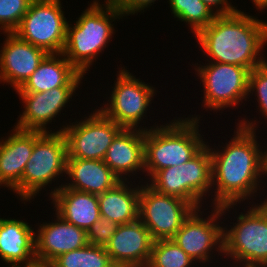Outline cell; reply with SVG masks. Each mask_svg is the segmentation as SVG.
I'll return each instance as SVG.
<instances>
[{"label": "cell", "mask_w": 267, "mask_h": 267, "mask_svg": "<svg viewBox=\"0 0 267 267\" xmlns=\"http://www.w3.org/2000/svg\"><path fill=\"white\" fill-rule=\"evenodd\" d=\"M60 0H33L13 32L47 53H62L68 22Z\"/></svg>", "instance_id": "8"}, {"label": "cell", "mask_w": 267, "mask_h": 267, "mask_svg": "<svg viewBox=\"0 0 267 267\" xmlns=\"http://www.w3.org/2000/svg\"><path fill=\"white\" fill-rule=\"evenodd\" d=\"M195 39L203 54L210 57L208 62L239 65L251 71L267 61L262 53L267 45V22L238 9L217 15Z\"/></svg>", "instance_id": "2"}, {"label": "cell", "mask_w": 267, "mask_h": 267, "mask_svg": "<svg viewBox=\"0 0 267 267\" xmlns=\"http://www.w3.org/2000/svg\"><path fill=\"white\" fill-rule=\"evenodd\" d=\"M265 148L266 149H263L264 150V167H265V172H266V175H267V147H265Z\"/></svg>", "instance_id": "37"}, {"label": "cell", "mask_w": 267, "mask_h": 267, "mask_svg": "<svg viewBox=\"0 0 267 267\" xmlns=\"http://www.w3.org/2000/svg\"><path fill=\"white\" fill-rule=\"evenodd\" d=\"M27 221L0 217V257L7 267L35 259V231Z\"/></svg>", "instance_id": "21"}, {"label": "cell", "mask_w": 267, "mask_h": 267, "mask_svg": "<svg viewBox=\"0 0 267 267\" xmlns=\"http://www.w3.org/2000/svg\"><path fill=\"white\" fill-rule=\"evenodd\" d=\"M140 191L141 184L134 187L128 180H124L112 189L97 195L101 217H106L119 225L136 221L139 219Z\"/></svg>", "instance_id": "23"}, {"label": "cell", "mask_w": 267, "mask_h": 267, "mask_svg": "<svg viewBox=\"0 0 267 267\" xmlns=\"http://www.w3.org/2000/svg\"><path fill=\"white\" fill-rule=\"evenodd\" d=\"M79 86H62L44 92H16L24 103L14 128L25 131L52 132L47 128L66 108ZM60 113V114H59ZM47 128V129H46Z\"/></svg>", "instance_id": "13"}, {"label": "cell", "mask_w": 267, "mask_h": 267, "mask_svg": "<svg viewBox=\"0 0 267 267\" xmlns=\"http://www.w3.org/2000/svg\"><path fill=\"white\" fill-rule=\"evenodd\" d=\"M167 2H169L173 17L177 18V21L186 22L194 35L211 24L217 16L201 0H169Z\"/></svg>", "instance_id": "25"}, {"label": "cell", "mask_w": 267, "mask_h": 267, "mask_svg": "<svg viewBox=\"0 0 267 267\" xmlns=\"http://www.w3.org/2000/svg\"><path fill=\"white\" fill-rule=\"evenodd\" d=\"M12 130L0 139V180L21 200V178L34 148V131Z\"/></svg>", "instance_id": "18"}, {"label": "cell", "mask_w": 267, "mask_h": 267, "mask_svg": "<svg viewBox=\"0 0 267 267\" xmlns=\"http://www.w3.org/2000/svg\"><path fill=\"white\" fill-rule=\"evenodd\" d=\"M105 3L102 4V6H109V7H117L122 0H106Z\"/></svg>", "instance_id": "36"}, {"label": "cell", "mask_w": 267, "mask_h": 267, "mask_svg": "<svg viewBox=\"0 0 267 267\" xmlns=\"http://www.w3.org/2000/svg\"><path fill=\"white\" fill-rule=\"evenodd\" d=\"M256 122L243 118L236 125L234 137L222 150L210 148L212 189L215 190L211 200L215 207L243 203L261 190L260 179L266 172L264 151L257 141Z\"/></svg>", "instance_id": "1"}, {"label": "cell", "mask_w": 267, "mask_h": 267, "mask_svg": "<svg viewBox=\"0 0 267 267\" xmlns=\"http://www.w3.org/2000/svg\"><path fill=\"white\" fill-rule=\"evenodd\" d=\"M154 240L139 220L120 224L105 246L115 267H147Z\"/></svg>", "instance_id": "14"}, {"label": "cell", "mask_w": 267, "mask_h": 267, "mask_svg": "<svg viewBox=\"0 0 267 267\" xmlns=\"http://www.w3.org/2000/svg\"><path fill=\"white\" fill-rule=\"evenodd\" d=\"M238 204H227L220 207L212 206L211 214L202 217L204 211L195 209L190 216L183 222L180 229L175 233L172 240L196 263L210 262L213 250L223 254V226H220L222 215H226ZM233 207V208H232ZM230 209V210H229ZM227 211V212H226ZM203 213V214H202ZM202 215V216H201ZM212 251V253H211Z\"/></svg>", "instance_id": "9"}, {"label": "cell", "mask_w": 267, "mask_h": 267, "mask_svg": "<svg viewBox=\"0 0 267 267\" xmlns=\"http://www.w3.org/2000/svg\"><path fill=\"white\" fill-rule=\"evenodd\" d=\"M54 222H43L35 232V258L53 261L59 255L89 244L87 231L65 221L56 212ZM37 233V234H36Z\"/></svg>", "instance_id": "16"}, {"label": "cell", "mask_w": 267, "mask_h": 267, "mask_svg": "<svg viewBox=\"0 0 267 267\" xmlns=\"http://www.w3.org/2000/svg\"><path fill=\"white\" fill-rule=\"evenodd\" d=\"M0 186L6 187V186L2 183L1 180H0Z\"/></svg>", "instance_id": "38"}, {"label": "cell", "mask_w": 267, "mask_h": 267, "mask_svg": "<svg viewBox=\"0 0 267 267\" xmlns=\"http://www.w3.org/2000/svg\"><path fill=\"white\" fill-rule=\"evenodd\" d=\"M123 67L117 71L109 100L98 110L122 128L139 129L156 90Z\"/></svg>", "instance_id": "10"}, {"label": "cell", "mask_w": 267, "mask_h": 267, "mask_svg": "<svg viewBox=\"0 0 267 267\" xmlns=\"http://www.w3.org/2000/svg\"><path fill=\"white\" fill-rule=\"evenodd\" d=\"M119 224L106 217H100L87 231L88 242L91 245L105 247Z\"/></svg>", "instance_id": "31"}, {"label": "cell", "mask_w": 267, "mask_h": 267, "mask_svg": "<svg viewBox=\"0 0 267 267\" xmlns=\"http://www.w3.org/2000/svg\"><path fill=\"white\" fill-rule=\"evenodd\" d=\"M195 66L196 75L203 84V106L215 112L239 106L248 97L250 70L227 63L209 62Z\"/></svg>", "instance_id": "7"}, {"label": "cell", "mask_w": 267, "mask_h": 267, "mask_svg": "<svg viewBox=\"0 0 267 267\" xmlns=\"http://www.w3.org/2000/svg\"><path fill=\"white\" fill-rule=\"evenodd\" d=\"M52 189L49 197L54 211L70 224L88 231L101 217L96 194L77 191L64 185Z\"/></svg>", "instance_id": "19"}, {"label": "cell", "mask_w": 267, "mask_h": 267, "mask_svg": "<svg viewBox=\"0 0 267 267\" xmlns=\"http://www.w3.org/2000/svg\"><path fill=\"white\" fill-rule=\"evenodd\" d=\"M147 128H123L107 149L103 161L121 181L131 179V173L145 172L144 140Z\"/></svg>", "instance_id": "17"}, {"label": "cell", "mask_w": 267, "mask_h": 267, "mask_svg": "<svg viewBox=\"0 0 267 267\" xmlns=\"http://www.w3.org/2000/svg\"><path fill=\"white\" fill-rule=\"evenodd\" d=\"M156 0H122V2L116 7L123 15H134L138 12H144L146 8L152 6Z\"/></svg>", "instance_id": "32"}, {"label": "cell", "mask_w": 267, "mask_h": 267, "mask_svg": "<svg viewBox=\"0 0 267 267\" xmlns=\"http://www.w3.org/2000/svg\"><path fill=\"white\" fill-rule=\"evenodd\" d=\"M55 132H63L67 141V159L103 160L113 139L123 129L98 109Z\"/></svg>", "instance_id": "11"}, {"label": "cell", "mask_w": 267, "mask_h": 267, "mask_svg": "<svg viewBox=\"0 0 267 267\" xmlns=\"http://www.w3.org/2000/svg\"><path fill=\"white\" fill-rule=\"evenodd\" d=\"M33 0H0V31L13 33Z\"/></svg>", "instance_id": "29"}, {"label": "cell", "mask_w": 267, "mask_h": 267, "mask_svg": "<svg viewBox=\"0 0 267 267\" xmlns=\"http://www.w3.org/2000/svg\"><path fill=\"white\" fill-rule=\"evenodd\" d=\"M197 263L172 239L156 240L147 267H194Z\"/></svg>", "instance_id": "27"}, {"label": "cell", "mask_w": 267, "mask_h": 267, "mask_svg": "<svg viewBox=\"0 0 267 267\" xmlns=\"http://www.w3.org/2000/svg\"><path fill=\"white\" fill-rule=\"evenodd\" d=\"M67 157L63 132L34 131V148L21 178V201L24 204L34 199L42 188L46 189L49 183L52 185L59 175L66 174Z\"/></svg>", "instance_id": "6"}, {"label": "cell", "mask_w": 267, "mask_h": 267, "mask_svg": "<svg viewBox=\"0 0 267 267\" xmlns=\"http://www.w3.org/2000/svg\"><path fill=\"white\" fill-rule=\"evenodd\" d=\"M200 117L175 118L167 125H153L145 130V176L179 166L196 156L207 143L199 131Z\"/></svg>", "instance_id": "3"}, {"label": "cell", "mask_w": 267, "mask_h": 267, "mask_svg": "<svg viewBox=\"0 0 267 267\" xmlns=\"http://www.w3.org/2000/svg\"><path fill=\"white\" fill-rule=\"evenodd\" d=\"M5 36L4 45L0 50V82L11 85L16 91L48 53L20 39L14 33H6Z\"/></svg>", "instance_id": "15"}, {"label": "cell", "mask_w": 267, "mask_h": 267, "mask_svg": "<svg viewBox=\"0 0 267 267\" xmlns=\"http://www.w3.org/2000/svg\"><path fill=\"white\" fill-rule=\"evenodd\" d=\"M253 92L254 96L257 95L258 109L264 116V119H267V61L254 68L250 71L249 74V83H248V96L250 97ZM266 117V118H265Z\"/></svg>", "instance_id": "30"}, {"label": "cell", "mask_w": 267, "mask_h": 267, "mask_svg": "<svg viewBox=\"0 0 267 267\" xmlns=\"http://www.w3.org/2000/svg\"><path fill=\"white\" fill-rule=\"evenodd\" d=\"M146 183L158 193L175 196L184 200V175L182 165L161 169Z\"/></svg>", "instance_id": "28"}, {"label": "cell", "mask_w": 267, "mask_h": 267, "mask_svg": "<svg viewBox=\"0 0 267 267\" xmlns=\"http://www.w3.org/2000/svg\"><path fill=\"white\" fill-rule=\"evenodd\" d=\"M67 188L99 195L115 187L121 180L103 160L67 159Z\"/></svg>", "instance_id": "22"}, {"label": "cell", "mask_w": 267, "mask_h": 267, "mask_svg": "<svg viewBox=\"0 0 267 267\" xmlns=\"http://www.w3.org/2000/svg\"><path fill=\"white\" fill-rule=\"evenodd\" d=\"M84 78L62 53H48L16 92H44L62 86H79Z\"/></svg>", "instance_id": "20"}, {"label": "cell", "mask_w": 267, "mask_h": 267, "mask_svg": "<svg viewBox=\"0 0 267 267\" xmlns=\"http://www.w3.org/2000/svg\"><path fill=\"white\" fill-rule=\"evenodd\" d=\"M252 3L256 6L259 11L267 10V0H252Z\"/></svg>", "instance_id": "35"}, {"label": "cell", "mask_w": 267, "mask_h": 267, "mask_svg": "<svg viewBox=\"0 0 267 267\" xmlns=\"http://www.w3.org/2000/svg\"><path fill=\"white\" fill-rule=\"evenodd\" d=\"M19 267H55V264L53 261H44L35 258L31 262H28L25 265Z\"/></svg>", "instance_id": "34"}, {"label": "cell", "mask_w": 267, "mask_h": 267, "mask_svg": "<svg viewBox=\"0 0 267 267\" xmlns=\"http://www.w3.org/2000/svg\"><path fill=\"white\" fill-rule=\"evenodd\" d=\"M99 1L88 5L74 25L69 22L67 25L62 54L83 75L88 73L115 34L112 22L124 16L116 7L102 6Z\"/></svg>", "instance_id": "4"}, {"label": "cell", "mask_w": 267, "mask_h": 267, "mask_svg": "<svg viewBox=\"0 0 267 267\" xmlns=\"http://www.w3.org/2000/svg\"><path fill=\"white\" fill-rule=\"evenodd\" d=\"M182 166L184 201L189 202L195 209H201V201L206 199L207 194L209 197L212 189V158L209 144Z\"/></svg>", "instance_id": "24"}, {"label": "cell", "mask_w": 267, "mask_h": 267, "mask_svg": "<svg viewBox=\"0 0 267 267\" xmlns=\"http://www.w3.org/2000/svg\"><path fill=\"white\" fill-rule=\"evenodd\" d=\"M259 204L241 212L230 228L223 227V256L234 260L233 266L267 267V198Z\"/></svg>", "instance_id": "5"}, {"label": "cell", "mask_w": 267, "mask_h": 267, "mask_svg": "<svg viewBox=\"0 0 267 267\" xmlns=\"http://www.w3.org/2000/svg\"><path fill=\"white\" fill-rule=\"evenodd\" d=\"M195 208L181 198L158 193L147 183L141 184L139 220L154 241L172 239Z\"/></svg>", "instance_id": "12"}, {"label": "cell", "mask_w": 267, "mask_h": 267, "mask_svg": "<svg viewBox=\"0 0 267 267\" xmlns=\"http://www.w3.org/2000/svg\"><path fill=\"white\" fill-rule=\"evenodd\" d=\"M53 262L55 267H115L105 247L91 244L63 253Z\"/></svg>", "instance_id": "26"}, {"label": "cell", "mask_w": 267, "mask_h": 267, "mask_svg": "<svg viewBox=\"0 0 267 267\" xmlns=\"http://www.w3.org/2000/svg\"><path fill=\"white\" fill-rule=\"evenodd\" d=\"M201 1L204 4H206L213 12H215L216 15H227L237 10V7L231 5L230 1L228 0H201Z\"/></svg>", "instance_id": "33"}]
</instances>
